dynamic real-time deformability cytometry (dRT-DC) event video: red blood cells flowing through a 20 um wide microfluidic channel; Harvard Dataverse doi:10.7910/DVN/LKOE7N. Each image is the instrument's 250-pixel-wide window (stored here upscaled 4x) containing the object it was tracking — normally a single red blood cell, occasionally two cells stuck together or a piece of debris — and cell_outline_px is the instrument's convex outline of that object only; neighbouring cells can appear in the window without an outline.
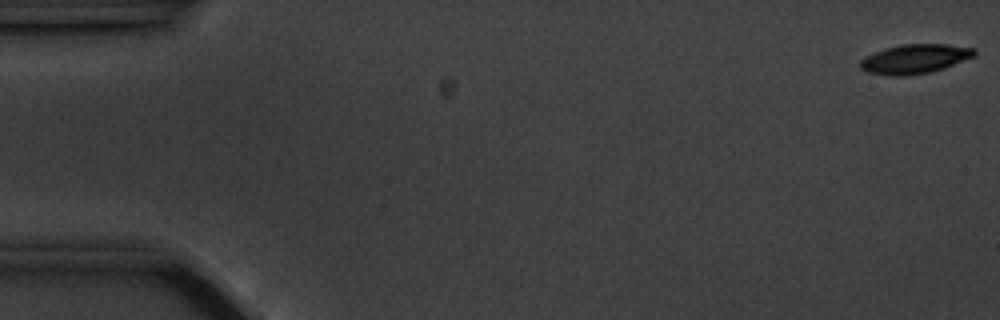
{"species": "common noctule bat (a hibernating species)", "species_latin": "Nyctalus noctula", "temperature_condition": "cold", "stored_images_in_passage": 9, "camera_frame_rate_fps": 3000, "um_per_image_px": 0.085, "animal": {"sex": "male", "body_mass_g": 20.1, "forearm_length_mm": 53.5}, "frame": {"image": 1, "passage_image": 1, "time_ms": 0.0, "image_size_px": [1000, 320], "cell_outline_px": [[976, 56], [944, 68], [928, 72], [908, 76], [888, 76], [868, 72], [860, 68], [860, 60], [864, 56], [884, 48], [900, 44], [948, 44], [976, 48]], "centroid_in_image_um": [77.76, 5.0], "position_along_channel_um": 7.2, "area_um2": 19.77}}
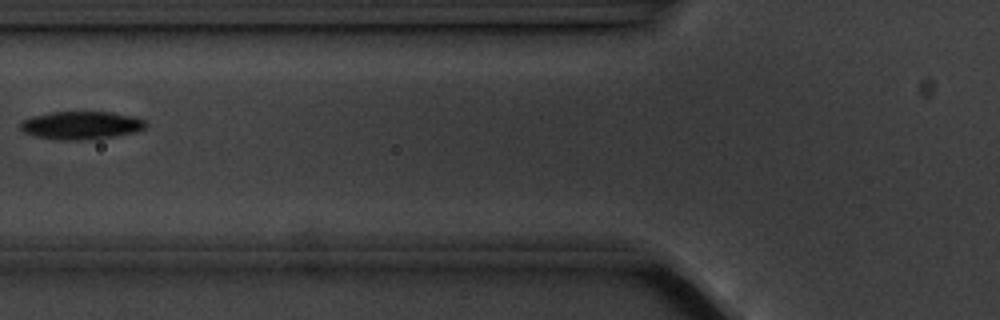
{"frame": {"image": 2, "passage_image": 7, "time_ms": 7.0, "image_size_px": [1000, 320], "cell_outline_px": [[148, 124], [144, 128], [136, 132], [112, 136], [80, 140], [60, 140], [32, 136], [24, 132], [20, 128], [20, 120], [32, 116], [52, 112], [112, 112], [132, 116], [144, 120]], "centroid_in_image_um": [6.86, 10.65], "position_along_channel_um": 118.9, "area_um2": 20.46}}